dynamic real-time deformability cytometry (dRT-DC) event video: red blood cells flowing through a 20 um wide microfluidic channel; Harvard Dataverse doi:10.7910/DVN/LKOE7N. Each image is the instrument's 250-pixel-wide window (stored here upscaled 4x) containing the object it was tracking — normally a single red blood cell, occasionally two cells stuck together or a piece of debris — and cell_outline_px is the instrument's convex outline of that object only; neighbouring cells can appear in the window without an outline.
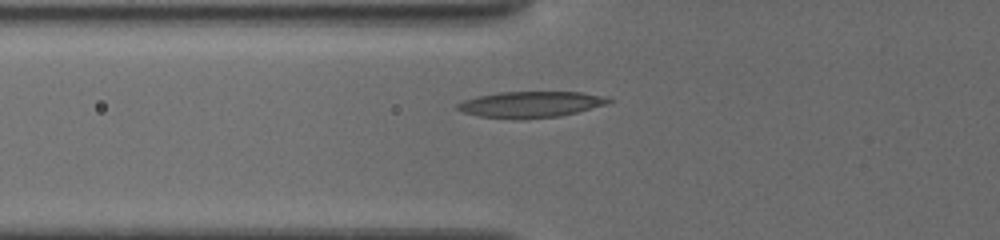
{"species": "common noctule bat (a hibernating species)", "species_latin": "Nyctalus noctula", "temperature_condition": "cold", "stored_images_in_passage": 29, "camera_frame_rate_fps": 3000, "um_per_image_px": 0.085, "animal": {"sex": "female", "body_mass_g": 19.5, "forearm_length_mm": 54.1}, "frame": {"image": 1, "passage_image": 2, "time_ms": 0.333, "image_size_px": [1000, 240], "cell_outline_px": [[616, 100], [608, 104], [560, 116], [516, 120], [480, 116], [464, 112], [456, 108], [456, 104], [464, 100], [480, 96], [500, 92], [584, 92]], "centroid_in_image_um": [45.13, 8.88], "position_along_channel_um": 80.7, "area_um2": 22.95}}
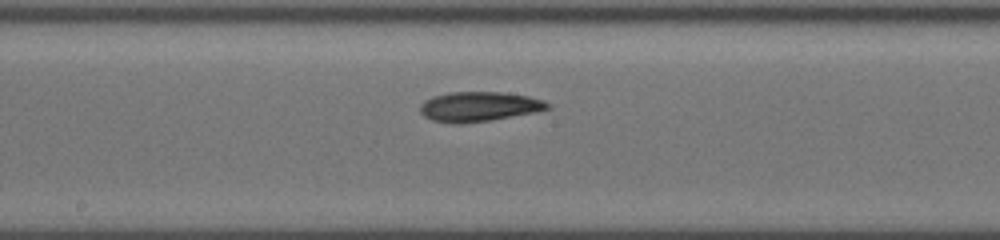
{"frame": {"image": 2, "passage_image": 12, "time_ms": 3.667, "image_size_px": [1000, 240], "cell_outline_px": [[552, 108], [492, 120], [460, 124], [452, 124], [432, 120], [424, 116], [420, 112], [420, 104], [424, 100], [432, 96], [448, 92], [504, 92], [528, 96], [544, 100], [552, 104]], "centroid_in_image_um": [40.7, 9.06], "position_along_channel_um": 207.5, "area_um2": 22.31}}
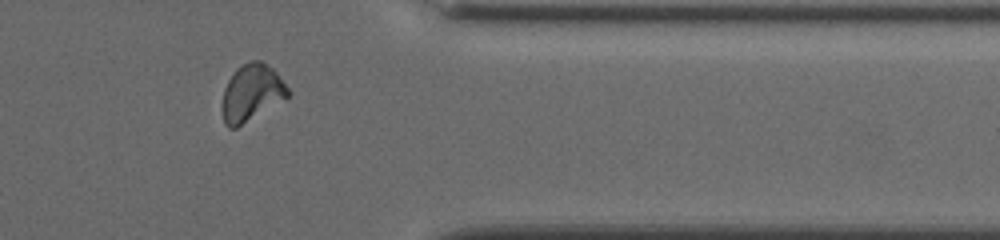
{"frame": {"image": 3, "passage_image": 24, "time_ms": 8.667, "image_size_px": [1000, 240], "cell_outline_px": [[292, 92], [288, 96], [236, 128], [228, 128], [224, 124], [224, 88], [228, 80], [236, 68], [252, 60], [260, 60], [272, 68], [276, 72]], "centroid_in_image_um": [21.4, 7.86], "position_along_channel_um": 390.0, "area_um2": 21.21}}